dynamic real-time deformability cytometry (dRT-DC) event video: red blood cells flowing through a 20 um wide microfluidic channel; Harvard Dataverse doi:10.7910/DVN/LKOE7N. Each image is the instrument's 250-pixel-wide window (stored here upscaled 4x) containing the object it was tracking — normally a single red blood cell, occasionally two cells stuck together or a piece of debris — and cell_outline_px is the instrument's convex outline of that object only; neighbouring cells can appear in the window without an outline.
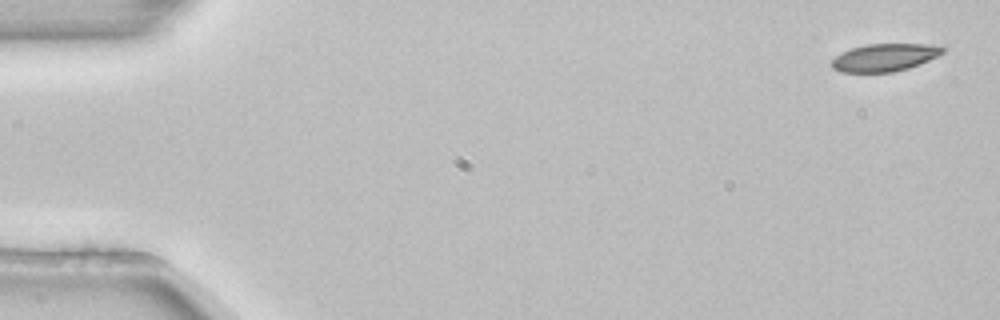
{"species": "common noctule bat (a hibernating species)", "species_latin": "Nyctalus noctula", "temperature_condition": "room temperature", "stored_images_in_passage": 4, "camera_frame_rate_fps": 3000, "um_per_image_px": 0.085, "animal": {"sex": "female", "body_mass_g": 22.7, "forearm_length_mm": 54.2}, "frame": {"image": 1, "passage_image": 1, "time_ms": 0.0, "image_size_px": [1000, 320], "cell_outline_px": [[948, 48], [944, 52], [920, 64], [908, 68], [892, 72], [840, 72], [832, 68], [832, 60], [840, 52], [852, 48], [868, 44], [940, 44]], "centroid_in_image_um": [75.23, 4.87], "position_along_channel_um": 9.8, "area_um2": 17.98}}